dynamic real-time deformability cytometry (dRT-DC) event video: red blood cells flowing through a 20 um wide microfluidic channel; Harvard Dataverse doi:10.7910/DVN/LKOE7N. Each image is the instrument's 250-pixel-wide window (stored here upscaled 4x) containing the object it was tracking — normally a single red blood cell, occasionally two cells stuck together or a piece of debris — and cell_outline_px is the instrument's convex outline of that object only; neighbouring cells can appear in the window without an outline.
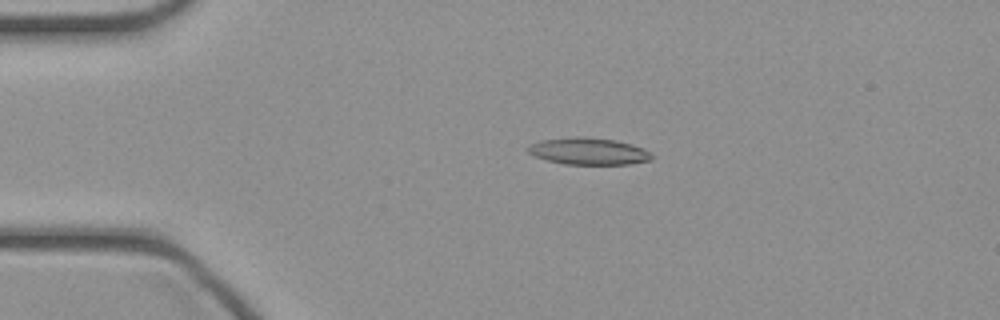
{"species": "common noctule bat (a hibernating species)", "species_latin": "Nyctalus noctula", "temperature_condition": "cold", "stored_images_in_passage": 38, "camera_frame_rate_fps": 3000, "um_per_image_px": 0.085, "animal": {"sex": "female", "body_mass_g": 21.9}, "frame": {"image": 1, "passage_image": 2, "time_ms": 0.333, "image_size_px": [1000, 320], "cell_outline_px": [[652, 160], [628, 164], [564, 164], [532, 156], [524, 148], [540, 140], [580, 136], [584, 136], [616, 140], [632, 144], [644, 148], [652, 156]], "centroid_in_image_um": [50.0, 12.85], "position_along_channel_um": 35.0, "area_um2": 19.48}}
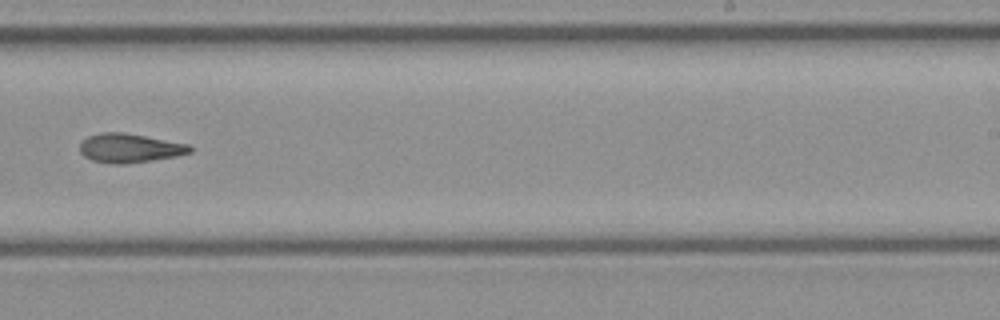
{"frame": {"image": 2, "passage_image": 21, "time_ms": 6.667, "image_size_px": [1000, 320], "cell_outline_px": [[192, 152], [176, 156], [152, 160], [124, 164], [108, 164], [92, 160], [84, 156], [80, 152], [80, 144], [88, 136], [100, 132], [120, 132], [192, 144]], "centroid_in_image_um": [11.03, 12.59], "position_along_channel_um": 278.0, "area_um2": 18.67}}
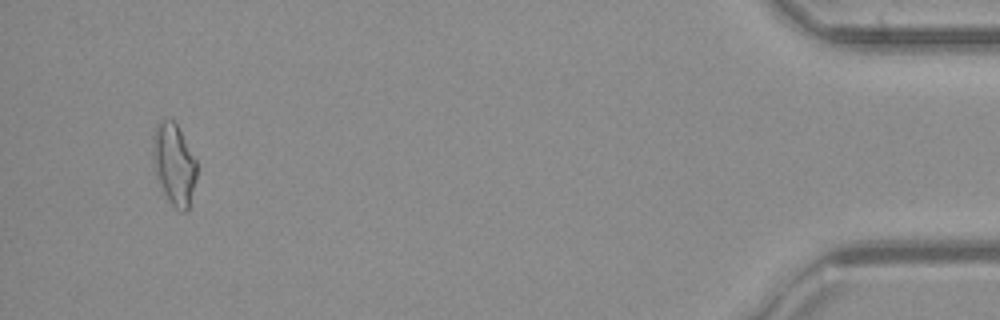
{"frame": {"image": 3, "passage_image": 36, "time_ms": 11.667, "image_size_px": [1000, 320], "cell_outline_px": [[196, 180], [188, 208], [184, 212], [180, 212], [168, 200], [156, 176], [152, 156], [152, 132], [156, 124], [164, 116], [172, 120], [176, 124], [196, 160]], "centroid_in_image_um": [14.76, 13.91], "position_along_channel_um": 420.4, "area_um2": 20.87}}